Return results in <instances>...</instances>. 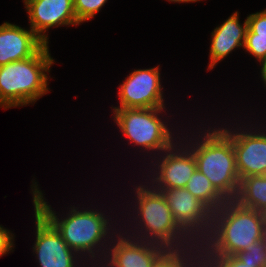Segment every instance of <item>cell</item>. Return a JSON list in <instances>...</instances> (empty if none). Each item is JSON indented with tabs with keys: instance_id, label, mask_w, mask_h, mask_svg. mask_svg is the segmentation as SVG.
<instances>
[{
	"instance_id": "6da1fadb",
	"label": "cell",
	"mask_w": 266,
	"mask_h": 267,
	"mask_svg": "<svg viewBox=\"0 0 266 267\" xmlns=\"http://www.w3.org/2000/svg\"><path fill=\"white\" fill-rule=\"evenodd\" d=\"M32 188L34 208L56 228L70 249L76 253L87 252L90 258L97 259L96 255L100 249L95 251V248L102 249L101 246L104 247V243L107 241L105 238L109 237L111 229L108 226L109 219H106L104 214L99 211L88 209L78 211V208L76 209L74 206L71 207L68 216L60 220L51 205L44 200L43 193L38 190L37 182L33 184ZM103 239L104 241H102Z\"/></svg>"
},
{
	"instance_id": "7a4b0ae2",
	"label": "cell",
	"mask_w": 266,
	"mask_h": 267,
	"mask_svg": "<svg viewBox=\"0 0 266 267\" xmlns=\"http://www.w3.org/2000/svg\"><path fill=\"white\" fill-rule=\"evenodd\" d=\"M54 60L45 44L34 56L0 66V107L35 103L48 93V74Z\"/></svg>"
},
{
	"instance_id": "3957f363",
	"label": "cell",
	"mask_w": 266,
	"mask_h": 267,
	"mask_svg": "<svg viewBox=\"0 0 266 267\" xmlns=\"http://www.w3.org/2000/svg\"><path fill=\"white\" fill-rule=\"evenodd\" d=\"M206 131L201 134L204 137L201 136L200 140L195 142L196 144L189 147L192 148L197 169L208 177L214 188L226 200H234L239 189L240 178L236 168L232 139L222 128Z\"/></svg>"
},
{
	"instance_id": "277c9868",
	"label": "cell",
	"mask_w": 266,
	"mask_h": 267,
	"mask_svg": "<svg viewBox=\"0 0 266 267\" xmlns=\"http://www.w3.org/2000/svg\"><path fill=\"white\" fill-rule=\"evenodd\" d=\"M135 190L138 200L135 208L138 211L137 217H141L137 225L141 226L140 233H144L140 240L156 243L167 249H181L186 245L188 233L173 217L162 192L144 185L136 186ZM143 230L145 231L141 232Z\"/></svg>"
},
{
	"instance_id": "5b68a950",
	"label": "cell",
	"mask_w": 266,
	"mask_h": 267,
	"mask_svg": "<svg viewBox=\"0 0 266 267\" xmlns=\"http://www.w3.org/2000/svg\"><path fill=\"white\" fill-rule=\"evenodd\" d=\"M164 109L165 107L114 108L113 118L126 138L136 146L164 153L174 144L172 132L159 118Z\"/></svg>"
},
{
	"instance_id": "8992f818",
	"label": "cell",
	"mask_w": 266,
	"mask_h": 267,
	"mask_svg": "<svg viewBox=\"0 0 266 267\" xmlns=\"http://www.w3.org/2000/svg\"><path fill=\"white\" fill-rule=\"evenodd\" d=\"M211 222L223 234L230 256L262 240L264 228L259 211L245 208L235 200H227L213 211Z\"/></svg>"
},
{
	"instance_id": "52a82bcc",
	"label": "cell",
	"mask_w": 266,
	"mask_h": 267,
	"mask_svg": "<svg viewBox=\"0 0 266 267\" xmlns=\"http://www.w3.org/2000/svg\"><path fill=\"white\" fill-rule=\"evenodd\" d=\"M159 66L134 70L119 86L120 106L113 108L164 107Z\"/></svg>"
},
{
	"instance_id": "ba28073f",
	"label": "cell",
	"mask_w": 266,
	"mask_h": 267,
	"mask_svg": "<svg viewBox=\"0 0 266 267\" xmlns=\"http://www.w3.org/2000/svg\"><path fill=\"white\" fill-rule=\"evenodd\" d=\"M36 241L33 251L40 267H75L77 255L62 239L56 228L36 209ZM76 254V255H75Z\"/></svg>"
},
{
	"instance_id": "9c48e42d",
	"label": "cell",
	"mask_w": 266,
	"mask_h": 267,
	"mask_svg": "<svg viewBox=\"0 0 266 267\" xmlns=\"http://www.w3.org/2000/svg\"><path fill=\"white\" fill-rule=\"evenodd\" d=\"M222 130L232 139L239 178L266 174V133ZM243 132V133H242ZM256 132V133H255Z\"/></svg>"
},
{
	"instance_id": "30bf717a",
	"label": "cell",
	"mask_w": 266,
	"mask_h": 267,
	"mask_svg": "<svg viewBox=\"0 0 266 267\" xmlns=\"http://www.w3.org/2000/svg\"><path fill=\"white\" fill-rule=\"evenodd\" d=\"M134 235V237H124L119 234L118 239L114 240V246L110 248L111 245H109V248H106L108 251L104 252L106 255L104 254L103 260L109 267H153L168 250L162 245L140 240V235L138 237Z\"/></svg>"
},
{
	"instance_id": "8fae6325",
	"label": "cell",
	"mask_w": 266,
	"mask_h": 267,
	"mask_svg": "<svg viewBox=\"0 0 266 267\" xmlns=\"http://www.w3.org/2000/svg\"><path fill=\"white\" fill-rule=\"evenodd\" d=\"M175 146L177 147V144L166 149L165 156L157 160L158 173L155 174L156 177L153 175L154 179L151 180L153 182L151 187L155 186L154 189L185 188L197 169L195 157L188 146H185L186 149L183 145L180 149Z\"/></svg>"
},
{
	"instance_id": "7c38bea8",
	"label": "cell",
	"mask_w": 266,
	"mask_h": 267,
	"mask_svg": "<svg viewBox=\"0 0 266 267\" xmlns=\"http://www.w3.org/2000/svg\"><path fill=\"white\" fill-rule=\"evenodd\" d=\"M30 29L46 44V31L62 25H79L74 10V0H37L26 7Z\"/></svg>"
},
{
	"instance_id": "4fadbf2b",
	"label": "cell",
	"mask_w": 266,
	"mask_h": 267,
	"mask_svg": "<svg viewBox=\"0 0 266 267\" xmlns=\"http://www.w3.org/2000/svg\"><path fill=\"white\" fill-rule=\"evenodd\" d=\"M155 190L165 196L173 217L187 233L211 223L212 211L185 188Z\"/></svg>"
},
{
	"instance_id": "5bb4252c",
	"label": "cell",
	"mask_w": 266,
	"mask_h": 267,
	"mask_svg": "<svg viewBox=\"0 0 266 267\" xmlns=\"http://www.w3.org/2000/svg\"><path fill=\"white\" fill-rule=\"evenodd\" d=\"M45 44L31 29L5 22L0 25V66L28 59Z\"/></svg>"
},
{
	"instance_id": "9a60e30c",
	"label": "cell",
	"mask_w": 266,
	"mask_h": 267,
	"mask_svg": "<svg viewBox=\"0 0 266 267\" xmlns=\"http://www.w3.org/2000/svg\"><path fill=\"white\" fill-rule=\"evenodd\" d=\"M248 29L247 19L243 26L239 21V13L232 14L223 24L216 27L212 34L210 47V64L208 70L230 54L235 48L243 47L246 40V32Z\"/></svg>"
},
{
	"instance_id": "2e32d148",
	"label": "cell",
	"mask_w": 266,
	"mask_h": 267,
	"mask_svg": "<svg viewBox=\"0 0 266 267\" xmlns=\"http://www.w3.org/2000/svg\"><path fill=\"white\" fill-rule=\"evenodd\" d=\"M189 239L190 241H188ZM199 241L202 244H199ZM186 245H189L188 248L192 251L196 249L193 253H195L198 258L205 259L206 261H211L214 263H227L228 257L230 256L226 248L223 234L212 222L199 228H195L189 232L187 235ZM204 245H206V247Z\"/></svg>"
},
{
	"instance_id": "e0dca14e",
	"label": "cell",
	"mask_w": 266,
	"mask_h": 267,
	"mask_svg": "<svg viewBox=\"0 0 266 267\" xmlns=\"http://www.w3.org/2000/svg\"><path fill=\"white\" fill-rule=\"evenodd\" d=\"M234 200L239 205L256 211L266 207V177L256 175L240 179Z\"/></svg>"
},
{
	"instance_id": "ac0fdd59",
	"label": "cell",
	"mask_w": 266,
	"mask_h": 267,
	"mask_svg": "<svg viewBox=\"0 0 266 267\" xmlns=\"http://www.w3.org/2000/svg\"><path fill=\"white\" fill-rule=\"evenodd\" d=\"M185 189L204 203L212 212L216 211L227 200L214 188L208 177L198 169L189 179Z\"/></svg>"
},
{
	"instance_id": "d6986e66",
	"label": "cell",
	"mask_w": 266,
	"mask_h": 267,
	"mask_svg": "<svg viewBox=\"0 0 266 267\" xmlns=\"http://www.w3.org/2000/svg\"><path fill=\"white\" fill-rule=\"evenodd\" d=\"M235 256L243 263L266 267V250L262 240L246 247L245 251L238 252Z\"/></svg>"
},
{
	"instance_id": "ffe728a7",
	"label": "cell",
	"mask_w": 266,
	"mask_h": 267,
	"mask_svg": "<svg viewBox=\"0 0 266 267\" xmlns=\"http://www.w3.org/2000/svg\"><path fill=\"white\" fill-rule=\"evenodd\" d=\"M107 0H74V10L78 23L93 18Z\"/></svg>"
},
{
	"instance_id": "44dd1931",
	"label": "cell",
	"mask_w": 266,
	"mask_h": 267,
	"mask_svg": "<svg viewBox=\"0 0 266 267\" xmlns=\"http://www.w3.org/2000/svg\"><path fill=\"white\" fill-rule=\"evenodd\" d=\"M248 29L246 37L266 38V9L247 16Z\"/></svg>"
},
{
	"instance_id": "7402d4cb",
	"label": "cell",
	"mask_w": 266,
	"mask_h": 267,
	"mask_svg": "<svg viewBox=\"0 0 266 267\" xmlns=\"http://www.w3.org/2000/svg\"><path fill=\"white\" fill-rule=\"evenodd\" d=\"M153 267H187L181 249H168Z\"/></svg>"
},
{
	"instance_id": "603a6c76",
	"label": "cell",
	"mask_w": 266,
	"mask_h": 267,
	"mask_svg": "<svg viewBox=\"0 0 266 267\" xmlns=\"http://www.w3.org/2000/svg\"><path fill=\"white\" fill-rule=\"evenodd\" d=\"M244 49L261 63L266 59V38L246 37Z\"/></svg>"
},
{
	"instance_id": "cb8c5ba5",
	"label": "cell",
	"mask_w": 266,
	"mask_h": 267,
	"mask_svg": "<svg viewBox=\"0 0 266 267\" xmlns=\"http://www.w3.org/2000/svg\"><path fill=\"white\" fill-rule=\"evenodd\" d=\"M181 250L183 252V255L185 256L184 258H185L187 267H225V265H226V263H214V262H211V261H206L205 259L198 258L195 255V253H193L191 250H189L187 245H184L181 248ZM191 254H193V255H191Z\"/></svg>"
},
{
	"instance_id": "d4e9b609",
	"label": "cell",
	"mask_w": 266,
	"mask_h": 267,
	"mask_svg": "<svg viewBox=\"0 0 266 267\" xmlns=\"http://www.w3.org/2000/svg\"><path fill=\"white\" fill-rule=\"evenodd\" d=\"M14 234L0 225V256H3L12 250L14 243Z\"/></svg>"
},
{
	"instance_id": "484cf974",
	"label": "cell",
	"mask_w": 266,
	"mask_h": 267,
	"mask_svg": "<svg viewBox=\"0 0 266 267\" xmlns=\"http://www.w3.org/2000/svg\"><path fill=\"white\" fill-rule=\"evenodd\" d=\"M225 267H255V265L243 263L235 255H233L228 257Z\"/></svg>"
},
{
	"instance_id": "4316f807",
	"label": "cell",
	"mask_w": 266,
	"mask_h": 267,
	"mask_svg": "<svg viewBox=\"0 0 266 267\" xmlns=\"http://www.w3.org/2000/svg\"><path fill=\"white\" fill-rule=\"evenodd\" d=\"M262 68H261V76L262 80L266 85V59L261 62Z\"/></svg>"
},
{
	"instance_id": "83f0119b",
	"label": "cell",
	"mask_w": 266,
	"mask_h": 267,
	"mask_svg": "<svg viewBox=\"0 0 266 267\" xmlns=\"http://www.w3.org/2000/svg\"><path fill=\"white\" fill-rule=\"evenodd\" d=\"M259 213L263 222V228L266 229V207L259 210Z\"/></svg>"
},
{
	"instance_id": "f1b7e54d",
	"label": "cell",
	"mask_w": 266,
	"mask_h": 267,
	"mask_svg": "<svg viewBox=\"0 0 266 267\" xmlns=\"http://www.w3.org/2000/svg\"><path fill=\"white\" fill-rule=\"evenodd\" d=\"M168 1H171V2H186V3H188V2H197V1H200V0H168Z\"/></svg>"
},
{
	"instance_id": "f546056e",
	"label": "cell",
	"mask_w": 266,
	"mask_h": 267,
	"mask_svg": "<svg viewBox=\"0 0 266 267\" xmlns=\"http://www.w3.org/2000/svg\"><path fill=\"white\" fill-rule=\"evenodd\" d=\"M262 242H263L265 250H266V229L263 230Z\"/></svg>"
},
{
	"instance_id": "4dcf8cb0",
	"label": "cell",
	"mask_w": 266,
	"mask_h": 267,
	"mask_svg": "<svg viewBox=\"0 0 266 267\" xmlns=\"http://www.w3.org/2000/svg\"><path fill=\"white\" fill-rule=\"evenodd\" d=\"M34 1H37V0H24L25 7H26L28 4H30V3L34 2Z\"/></svg>"
},
{
	"instance_id": "1f68e13d",
	"label": "cell",
	"mask_w": 266,
	"mask_h": 267,
	"mask_svg": "<svg viewBox=\"0 0 266 267\" xmlns=\"http://www.w3.org/2000/svg\"><path fill=\"white\" fill-rule=\"evenodd\" d=\"M104 263V261L101 263L102 264V266L101 267H109L108 265H106V263H105V265L103 264ZM100 267V266H99Z\"/></svg>"
}]
</instances>
